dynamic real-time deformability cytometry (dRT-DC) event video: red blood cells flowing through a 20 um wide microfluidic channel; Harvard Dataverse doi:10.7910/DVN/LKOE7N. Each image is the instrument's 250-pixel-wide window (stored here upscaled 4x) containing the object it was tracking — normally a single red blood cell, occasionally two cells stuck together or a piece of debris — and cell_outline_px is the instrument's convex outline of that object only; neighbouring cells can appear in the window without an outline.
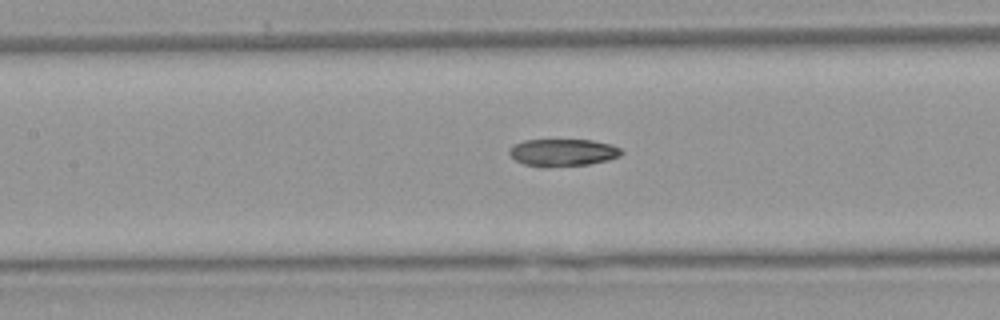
{"species": "Egyptian fruit bat (a non-hibernating species)", "species_latin": "Rousettus aegyptiacus", "temperature_condition": "warm", "stored_images_in_passage": 22, "camera_frame_rate_fps": 3000, "um_per_image_px": 0.085, "animal": {"sex": "female"}, "frame": {"image": 1, "passage_image": 7, "time_ms": 2.0, "image_size_px": [1000, 320], "cell_outline_px": [[616, 152], [612, 156], [596, 160], [576, 164], [536, 164], [540, 140], [584, 140], [600, 144], [612, 148]], "centroid_in_image_um": [48.56, 12.91], "position_along_channel_um": 158.8, "area_um2": 11.21}}
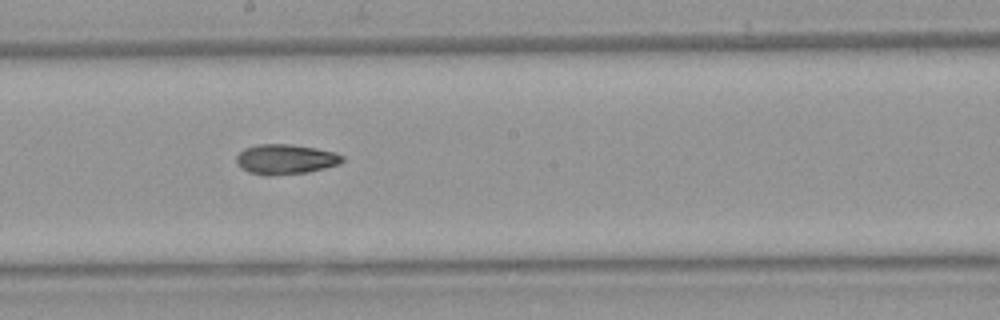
{"frame": {"image": 2, "passage_image": 12, "time_ms": 3.667, "image_size_px": [1000, 320], "cell_outline_px": [[340, 160], [328, 164], [312, 168], [284, 172], [260, 172], [248, 168], [248, 152], [256, 148], [304, 148], [324, 152], [336, 156]], "centroid_in_image_um": [24.43, 13.55], "position_along_channel_um": 223.8, "area_um2": 12.6}}
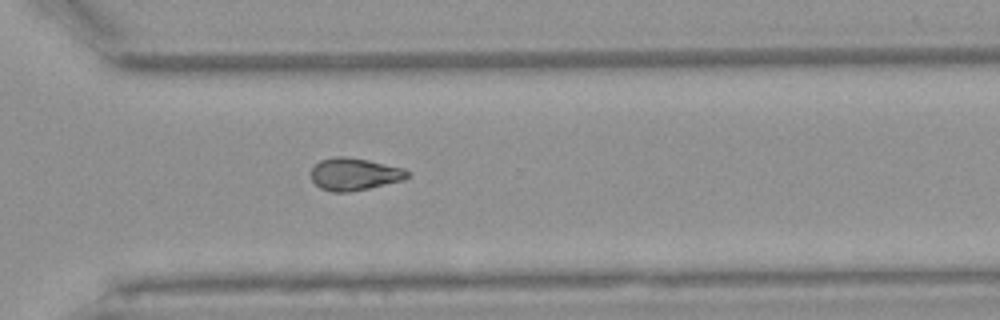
{"frame": {"image": 3, "passage_image": 21, "time_ms": 6.667, "image_size_px": [1000, 320], "cell_outline_px": [[404, 176], [392, 180], [360, 188], [328, 188], [320, 184], [328, 160], [360, 160], [392, 168], [404, 172]], "centroid_in_image_um": [30.32, 14.81], "position_along_channel_um": 340.3, "area_um2": 12.6}}